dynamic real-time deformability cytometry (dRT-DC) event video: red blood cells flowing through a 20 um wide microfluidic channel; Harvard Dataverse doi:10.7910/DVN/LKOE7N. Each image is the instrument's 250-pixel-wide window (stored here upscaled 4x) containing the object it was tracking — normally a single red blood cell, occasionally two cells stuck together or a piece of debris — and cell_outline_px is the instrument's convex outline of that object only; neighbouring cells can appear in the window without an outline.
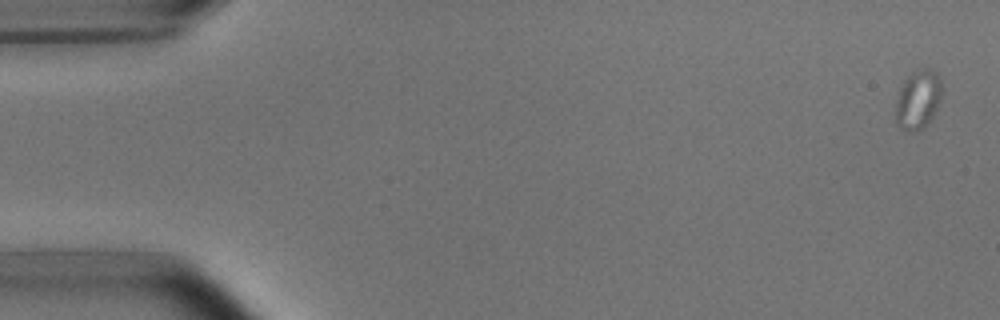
{"species": "common noctule bat (a hibernating species)", "species_latin": "Nyctalus noctula", "temperature_condition": "room temperature", "stored_images_in_passage": 8, "camera_frame_rate_fps": 3000, "um_per_image_px": 0.085, "animal": {"sex": "male", "body_mass_g": 15.6}, "frame": {"image": 1, "passage_image": 1, "time_ms": 0.0, "image_size_px": [1000, 320], "cell_outline_px": [[944, 92], [932, 116], [924, 128], [916, 132], [912, 132], [900, 128], [896, 120], [896, 100], [900, 88], [904, 80], [912, 72], [924, 68], [936, 72], [944, 88]], "centroid_in_image_um": [78.05, 8.47], "position_along_channel_um": 6.9, "area_um2": 15.95}}
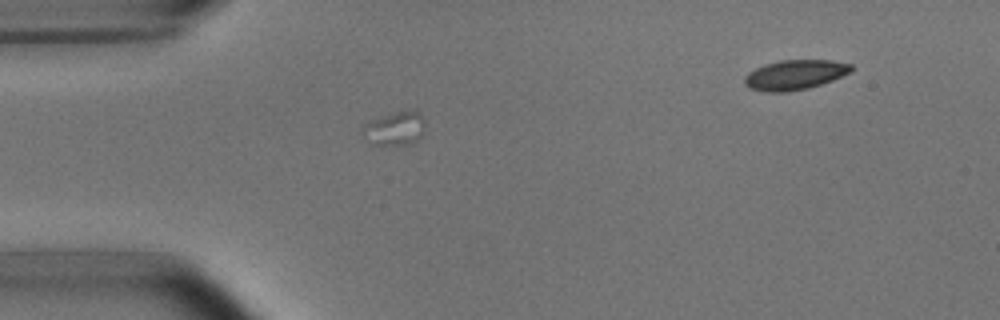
{"frame": {"image": 2, "passage_image": 6, "time_ms": 6.0, "image_size_px": [1000, 320], "cell_outline_px": [[424, 132], [412, 144], [368, 144], [360, 132], [360, 128], [364, 124], [380, 116], [404, 108], [416, 108], [420, 112], [424, 120]], "centroid_in_image_um": [33.55, 10.87], "position_along_channel_um": 51.5, "area_um2": 12.89}}